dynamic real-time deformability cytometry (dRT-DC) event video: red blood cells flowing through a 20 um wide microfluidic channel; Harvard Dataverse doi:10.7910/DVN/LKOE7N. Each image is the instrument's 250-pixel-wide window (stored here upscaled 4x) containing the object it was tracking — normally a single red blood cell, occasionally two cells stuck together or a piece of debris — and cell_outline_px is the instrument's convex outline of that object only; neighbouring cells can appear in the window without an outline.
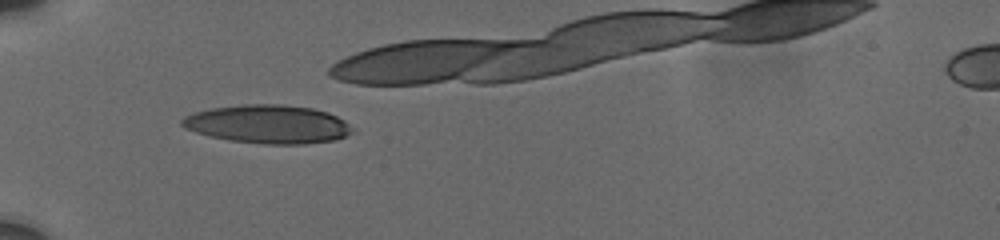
{"species": "human", "species_latin": "Homo sapiens", "temperature_condition": "cold", "stored_images_in_passage": 14, "camera_frame_rate_fps": 3000, "um_per_image_px": 0.085, "donor": {"sex": "male"}, "frame": {"image": 1, "passage_image": 8, "time_ms": 6.0, "image_size_px": [1000, 240], "cell_outline_px": [[356, 128], [352, 132], [344, 136], [332, 140], [304, 144], [264, 144], [228, 140], [196, 132], [184, 128], [180, 124], [180, 120], [184, 116], [196, 112], [212, 108], [244, 104], [280, 104], [312, 108], [328, 112], [344, 120]], "centroid_in_image_um": [22.78, 10.55], "position_along_channel_um": 62.2, "area_um2": 38.15}}
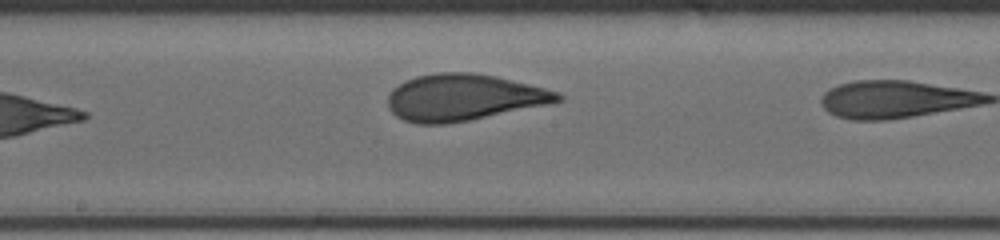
{"frame": {"image": 2, "passage_image": 14, "time_ms": 11.333, "image_size_px": [1000, 240], "cell_outline_px": [[564, 100], [468, 120], [444, 124], [416, 124], [404, 120], [396, 116], [388, 108], [388, 96], [392, 88], [416, 76], [436, 72], [472, 72], [496, 76], [544, 88], [556, 92], [564, 96]], "centroid_in_image_um": [39.34, 8.27], "position_along_channel_um": 208.9, "area_um2": 45.6}}